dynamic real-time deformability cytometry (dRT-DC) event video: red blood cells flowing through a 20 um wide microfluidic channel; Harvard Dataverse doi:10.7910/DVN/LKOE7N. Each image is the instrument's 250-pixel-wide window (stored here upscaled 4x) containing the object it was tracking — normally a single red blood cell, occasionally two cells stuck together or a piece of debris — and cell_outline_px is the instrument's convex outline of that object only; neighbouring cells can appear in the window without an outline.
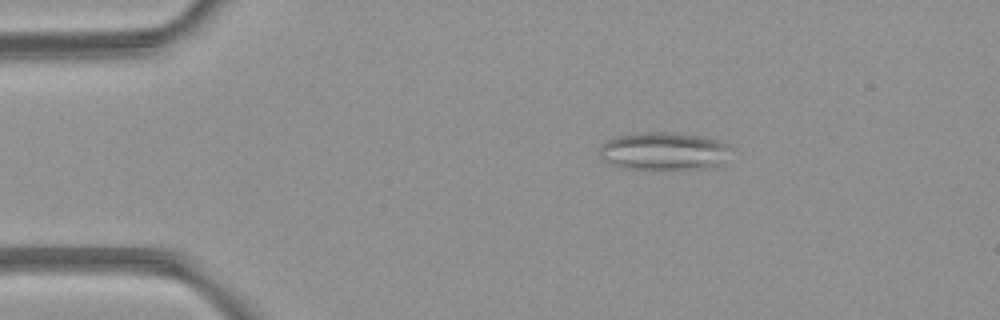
{"species": "common noctule bat (a hibernating species)", "species_latin": "Nyctalus noctula", "temperature_condition": "room temperature", "stored_images_in_passage": 6, "camera_frame_rate_fps": 3000, "um_per_image_px": 0.085, "animal": {"sex": "female", "body_mass_g": 21.9}, "frame": {"image": 1, "passage_image": 3, "time_ms": 2.333, "image_size_px": [1000, 320], "cell_outline_px": [[732, 148], [724, 164], [712, 168], [620, 168], [604, 160], [600, 156], [600, 148], [612, 136], [640, 132], [680, 132], [708, 136], [720, 140], [728, 144]], "centroid_in_image_um": [56.51, 12.81], "position_along_channel_um": 28.5, "area_um2": 29.54}}